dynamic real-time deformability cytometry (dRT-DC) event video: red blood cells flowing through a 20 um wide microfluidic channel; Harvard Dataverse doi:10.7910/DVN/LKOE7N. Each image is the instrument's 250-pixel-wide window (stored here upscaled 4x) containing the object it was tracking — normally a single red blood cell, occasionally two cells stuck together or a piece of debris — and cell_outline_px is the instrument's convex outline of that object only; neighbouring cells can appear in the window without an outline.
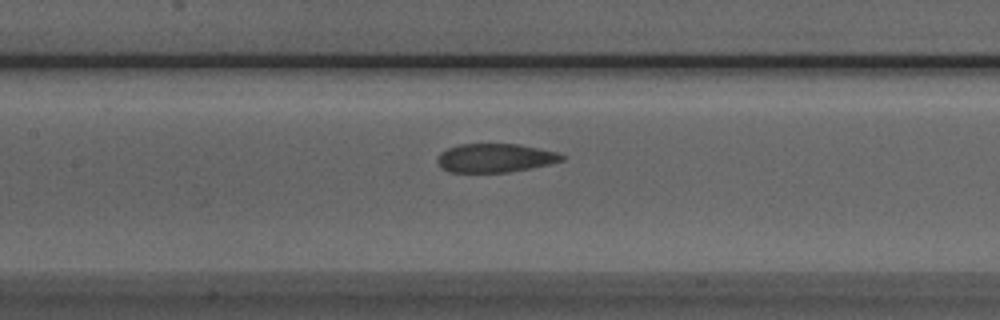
{"species": "Egyptian fruit bat (a non-hibernating species)", "species_latin": "Rousettus aegyptiacus", "temperature_condition": "room temperature", "stored_images_in_passage": 52, "camera_frame_rate_fps": 3000, "um_per_image_px": 0.085, "animal": {"sex": "male"}, "frame": {"image": 1, "passage_image": 23, "time_ms": 7.333, "image_size_px": [1000, 320], "cell_outline_px": [[564, 160], [548, 164], [508, 172], [448, 172], [440, 168], [436, 160], [436, 156], [440, 152], [448, 148], [460, 144], [516, 144], [556, 152], [564, 156]], "centroid_in_image_um": [42.0, 13.43], "position_along_channel_um": 165.4, "area_um2": 20.69}}
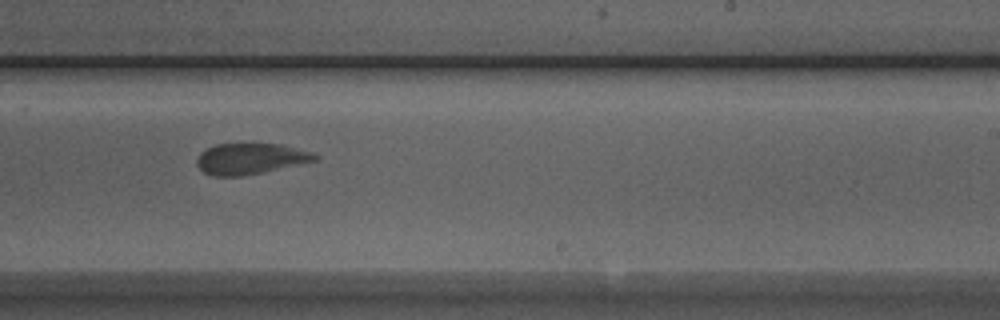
{"frame": {"image": 2, "passage_image": 31, "time_ms": 10.0, "image_size_px": [1000, 320], "cell_outline_px": [[320, 156], [316, 160], [264, 172], [240, 176], [212, 176], [204, 172], [196, 164], [196, 160], [200, 152], [216, 144], [280, 144], [312, 152]], "centroid_in_image_um": [21.26, 13.49], "position_along_channel_um": 267.7, "area_um2": 21.15}}
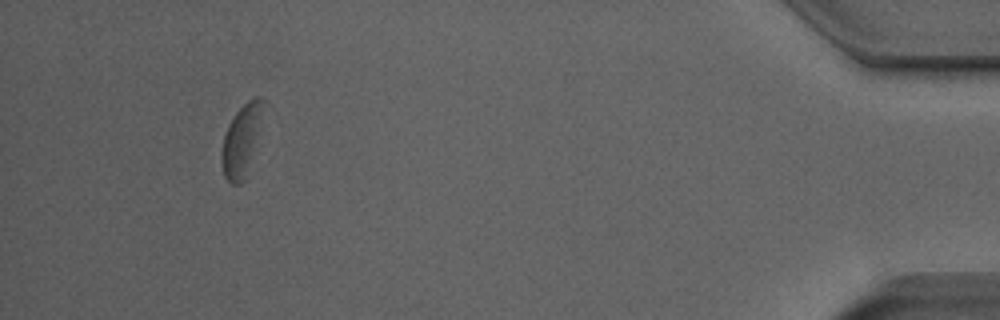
{"frame": {"image": 3, "passage_image": 48, "time_ms": 15.667, "image_size_px": [1000, 320], "cell_outline_px": [[272, 108], [244, 180], [240, 184], [232, 184], [224, 176], [220, 160], [220, 152], [224, 132], [228, 124], [236, 112], [248, 100], [256, 96], [260, 96], [268, 100]], "centroid_in_image_um": [20.69, 11.76], "position_along_channel_um": 414.5, "area_um2": 19.36}, "authors_computed_cell_mechanics": {"area_um2": 22.0507, "velocity_mm_per_s": 3.8501, "shape_relaxation_time_tau1_ms": 10.3695, "shape_relaxation_time_tau2_ms": 1.563, "deformation_change_tau1": 0.1818, "deformation_change_tau2": 0.0845}}